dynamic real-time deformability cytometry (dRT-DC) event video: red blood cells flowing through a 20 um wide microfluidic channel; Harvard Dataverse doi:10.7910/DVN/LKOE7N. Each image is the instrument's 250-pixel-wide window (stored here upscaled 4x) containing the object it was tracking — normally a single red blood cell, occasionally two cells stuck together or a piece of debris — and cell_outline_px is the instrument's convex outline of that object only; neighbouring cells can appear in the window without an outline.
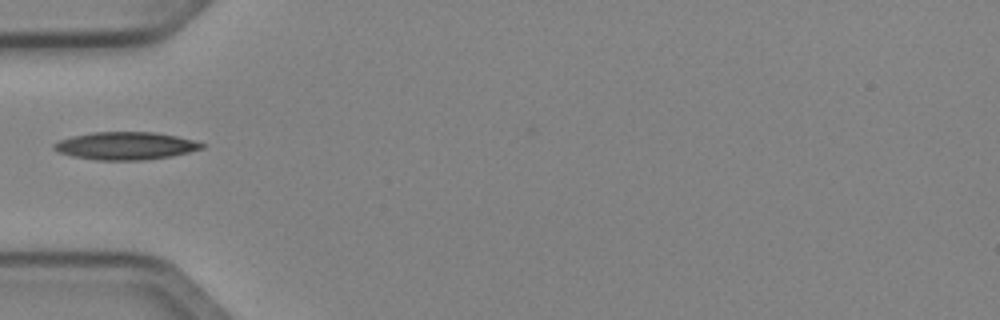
{"species": "Egyptian fruit bat (a non-hibernating species)", "species_latin": "Rousettus aegyptiacus", "temperature_condition": "cold", "stored_images_in_passage": 10, "camera_frame_rate_fps": 3000, "um_per_image_px": 0.085, "animal": {"sex": "female"}, "frame": {"image": 1, "passage_image": 1, "time_ms": 0.0, "image_size_px": [1000, 320], "cell_outline_px": [[204, 148], [172, 156], [144, 160], [96, 160], [72, 156], [56, 152], [52, 148], [52, 144], [60, 140], [72, 136], [92, 132], [152, 132], [176, 136], [192, 140], [204, 144]], "centroid_in_image_um": [10.62, 12.4], "position_along_channel_um": 74.4, "area_um2": 23.87}}
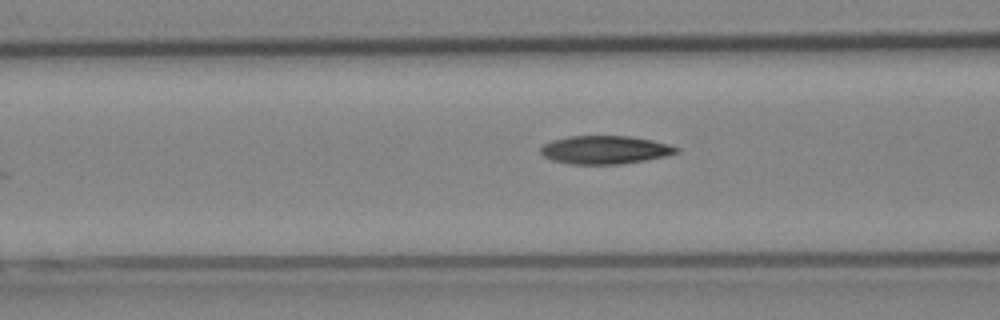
{"frame": {"image": 2, "passage_image": 4, "time_ms": 1.0, "image_size_px": [1000, 320], "cell_outline_px": [[680, 152], [664, 156], [644, 160], [620, 164], [572, 164], [552, 160], [544, 156], [540, 152], [540, 148], [544, 144], [552, 140], [568, 136], [628, 136], [652, 140], [668, 144], [680, 148]], "centroid_in_image_um": [51.42, 12.73], "position_along_channel_um": 115.2, "area_um2": 22.25}}
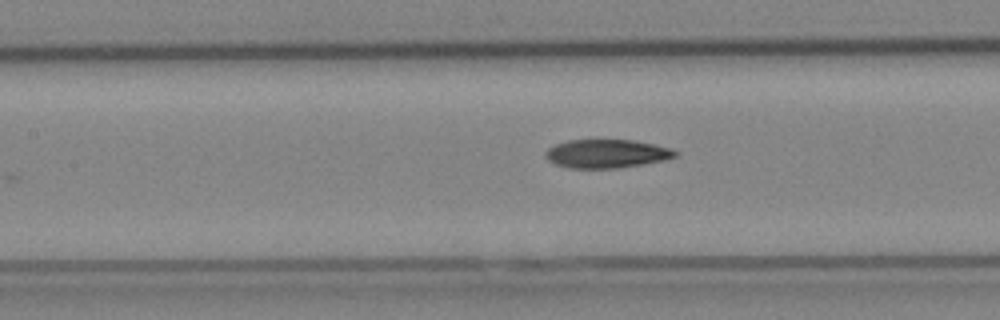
{"frame": {"image": 3, "passage_image": 7, "time_ms": 2.0, "image_size_px": [1000, 320], "cell_outline_px": [[680, 152], [676, 156], [664, 160], [644, 164], [620, 168], [568, 168], [556, 164], [548, 160], [544, 156], [544, 152], [548, 148], [556, 144], [568, 140], [632, 140], [672, 148]], "centroid_in_image_um": [51.57, 13.07], "position_along_channel_um": 155.8, "area_um2": 21.68}}